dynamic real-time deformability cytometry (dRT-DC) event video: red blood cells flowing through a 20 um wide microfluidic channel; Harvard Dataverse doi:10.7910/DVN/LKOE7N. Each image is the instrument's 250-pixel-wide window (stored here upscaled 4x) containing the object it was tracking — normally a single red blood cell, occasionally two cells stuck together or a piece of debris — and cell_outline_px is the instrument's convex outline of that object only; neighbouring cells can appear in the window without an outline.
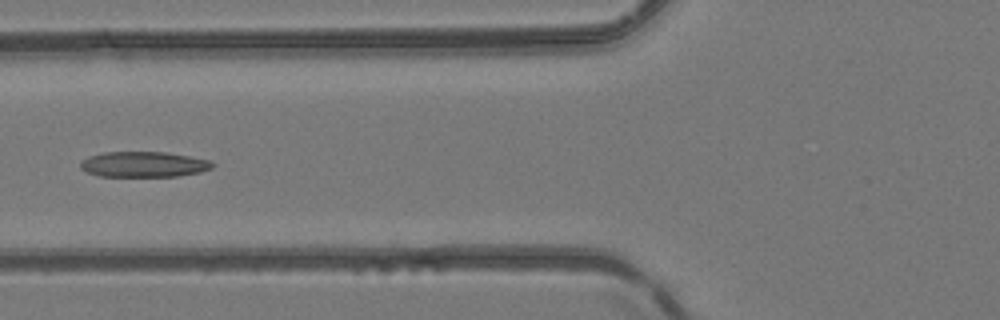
{"species": "common noctule bat (a hibernating species)", "species_latin": "Nyctalus noctula", "temperature_condition": "room temperature", "stored_images_in_passage": 7, "camera_frame_rate_fps": 3000, "um_per_image_px": 0.085, "animal": {"sex": "female", "body_mass_g": 24.6, "forearm_length_mm": 56.2}, "frame": {"image": 1, "passage_image": 6, "time_ms": 5.667, "image_size_px": [1000, 320], "cell_outline_px": [[216, 164], [212, 168], [200, 172], [176, 176], [100, 176], [88, 172], [80, 168], [80, 160], [88, 156], [104, 152], [168, 152], [212, 160]], "centroid_in_image_um": [12.24, 13.96], "position_along_channel_um": 113.6, "area_um2": 19.77}}
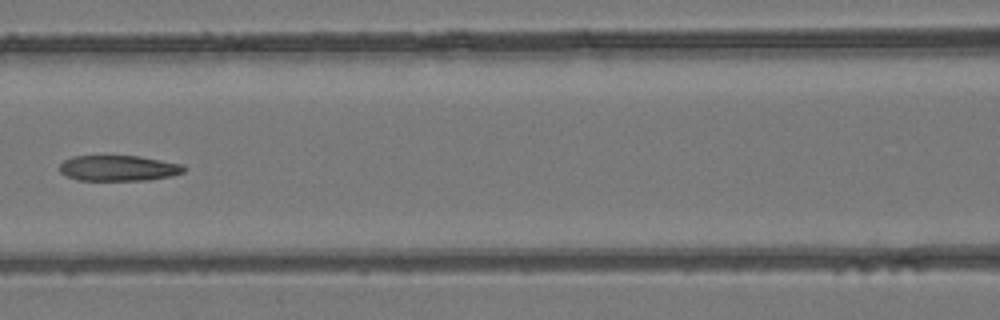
{"frame": {"image": 2, "passage_image": 7, "time_ms": 6.667, "image_size_px": [1000, 320], "cell_outline_px": [[188, 168], [184, 172], [172, 176], [148, 180], [80, 180], [68, 176], [60, 172], [60, 164], [64, 160], [72, 156], [140, 156], [184, 164]], "centroid_in_image_um": [10.14, 14.29], "position_along_channel_um": 156.5, "area_um2": 18.67}}